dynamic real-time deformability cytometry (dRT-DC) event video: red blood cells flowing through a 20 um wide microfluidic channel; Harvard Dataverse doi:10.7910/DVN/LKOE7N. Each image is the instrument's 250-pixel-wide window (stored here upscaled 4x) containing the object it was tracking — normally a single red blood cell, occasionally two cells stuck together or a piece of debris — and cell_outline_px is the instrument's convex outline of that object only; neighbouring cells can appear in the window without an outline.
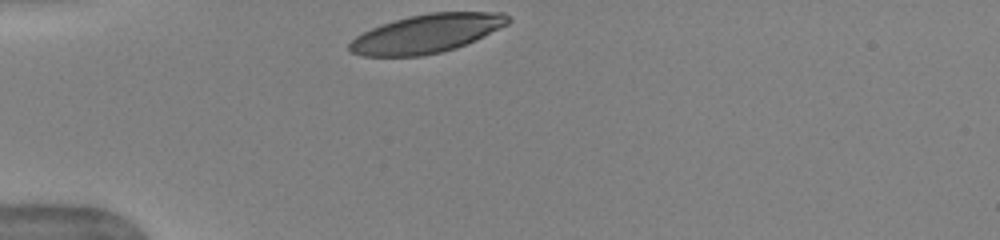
{"species": "human", "species_latin": "Homo sapiens", "temperature_condition": "warm", "stored_images_in_passage": 30, "camera_frame_rate_fps": 3000, "um_per_image_px": 0.085, "donor": {"sex": "female"}, "frame": {"image": 1, "passage_image": 1, "time_ms": 0.0, "image_size_px": [1000, 240], "cell_outline_px": [[512, 20], [508, 24], [476, 40], [456, 48], [440, 52], [420, 56], [360, 56], [352, 52], [348, 48], [348, 44], [356, 36], [372, 28], [408, 16], [428, 12], [504, 12]], "centroid_in_image_um": [36.29, 2.85], "position_along_channel_um": 48.7, "area_um2": 35.55}}
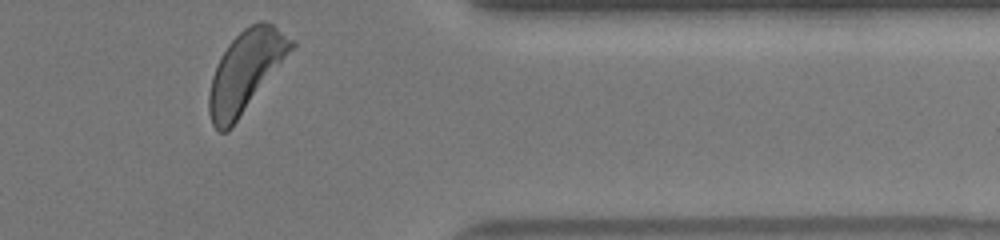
{"frame": {"image": 2, "passage_image": 30, "time_ms": 9.667, "image_size_px": [1000, 240], "cell_outline_px": [[296, 44], [232, 128], [228, 132], [220, 132], [212, 124], [208, 112], [208, 96], [212, 76], [228, 44], [244, 28], [260, 20], [268, 20], [296, 40]], "centroid_in_image_um": [20.89, 6.05], "position_along_channel_um": 390.5, "area_um2": 38.38}, "authors_computed_cell_mechanics": {"area_um2": 37.4833, "velocity_mm_per_s": 3.8923, "shape_relaxation_time_tau1_ms": 2.8828, "shape_relaxation_time_tau2_ms": 1.5079, "deformation_change_tau1": 0.1446, "deformation_change_tau2": 0.0753}}